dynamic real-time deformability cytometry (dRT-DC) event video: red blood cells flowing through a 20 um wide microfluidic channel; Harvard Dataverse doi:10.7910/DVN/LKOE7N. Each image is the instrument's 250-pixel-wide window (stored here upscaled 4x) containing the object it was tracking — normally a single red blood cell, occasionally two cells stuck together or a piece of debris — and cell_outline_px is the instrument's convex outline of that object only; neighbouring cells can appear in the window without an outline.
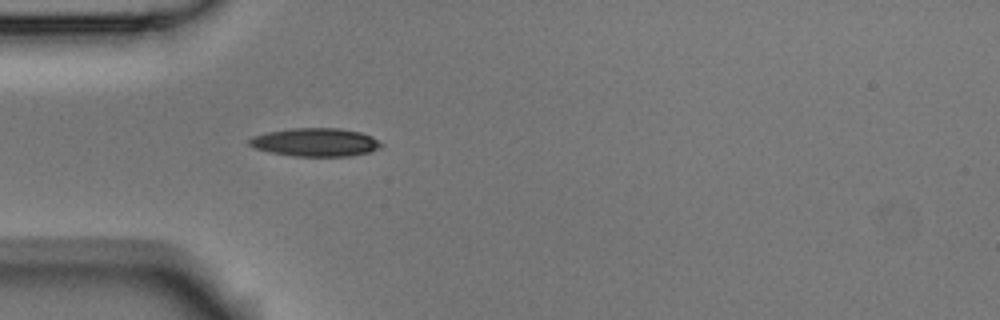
{"species": "Egyptian fruit bat (a non-hibernating species)", "species_latin": "Rousettus aegyptiacus", "temperature_condition": "room temperature", "stored_images_in_passage": 4, "camera_frame_rate_fps": 3000, "um_per_image_px": 0.085, "animal": {"sex": "male"}, "frame": {"image": 1, "passage_image": 4, "time_ms": 1.0, "image_size_px": [1000, 320], "cell_outline_px": [[384, 144], [380, 148], [368, 152], [348, 156], [292, 156], [272, 152], [256, 148], [248, 144], [248, 140], [252, 136], [268, 132], [288, 128], [340, 128], [360, 132], [372, 136], [380, 140]], "centroid_in_image_um": [26.84, 12.08], "position_along_channel_um": 58.2, "area_um2": 21.79}}